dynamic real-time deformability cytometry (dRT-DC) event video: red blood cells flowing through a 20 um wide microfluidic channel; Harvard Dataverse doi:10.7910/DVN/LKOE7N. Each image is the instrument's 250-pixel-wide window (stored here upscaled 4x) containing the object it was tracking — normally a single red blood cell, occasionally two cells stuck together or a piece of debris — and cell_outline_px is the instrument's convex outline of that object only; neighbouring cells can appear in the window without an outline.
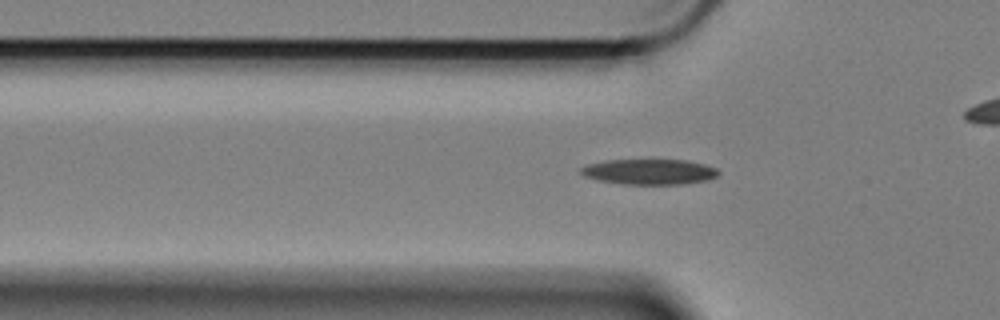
{"species": "Egyptian fruit bat (a non-hibernating species)", "species_latin": "Rousettus aegyptiacus", "temperature_condition": "cold", "stored_images_in_passage": 59, "camera_frame_rate_fps": 3000, "um_per_image_px": 0.085, "animal": {"sex": "female"}, "frame": {"image": 1, "passage_image": 18, "time_ms": 5.667, "image_size_px": [1000, 320], "cell_outline_px": [[720, 172], [716, 176], [708, 180], [684, 184], [624, 184], [600, 180], [584, 176], [580, 172], [580, 168], [584, 164], [608, 160], [688, 160], [704, 164], [716, 168]], "centroid_in_image_um": [55.19, 14.59], "position_along_channel_um": 70.6, "area_um2": 20.4}}
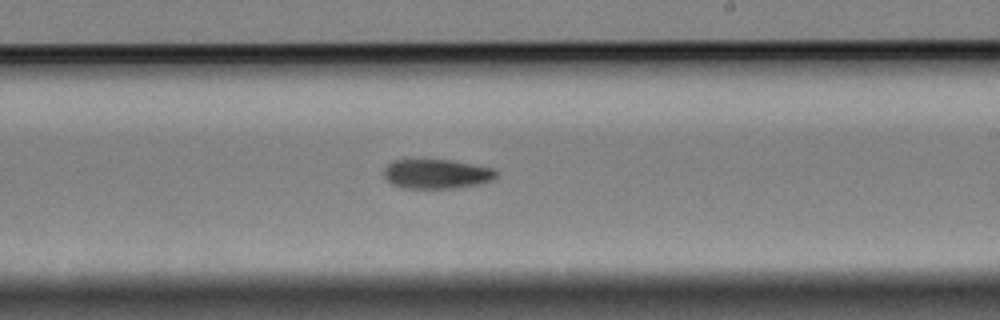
{"frame": {"image": 2, "passage_image": 34, "time_ms": 11.0, "image_size_px": [1000, 320], "cell_outline_px": [[496, 176], [492, 180], [484, 184], [456, 188], [400, 188], [392, 184], [384, 176], [384, 168], [392, 160], [448, 160], [492, 168], [496, 172]], "centroid_in_image_um": [37.1, 14.8], "position_along_channel_um": 251.9, "area_um2": 19.25}}
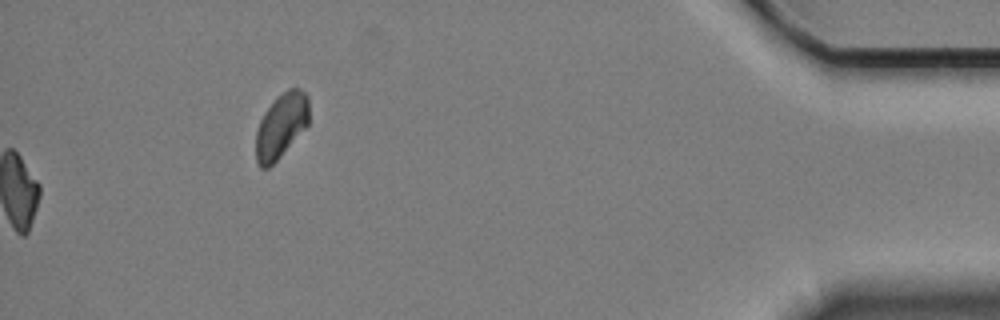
{"frame": {"image": 3, "passage_image": 59, "time_ms": 19.333, "image_size_px": [1000, 320], "cell_outline_px": [[308, 124], [280, 156], [268, 168], [260, 168], [256, 160], [256, 132], [260, 120], [264, 112], [276, 96], [288, 88], [300, 88], [308, 96]], "centroid_in_image_um": [23.88, 10.65], "position_along_channel_um": 411.3, "area_um2": 19.88}, "authors_computed_cell_mechanics": {"area_um2": 19.363, "velocity_mm_per_s": 3.3879, "shape_relaxation_time_tau1_ms": 5.5572, "shape_relaxation_time_tau2_ms": null, "deformation_change_tau1": 0.1231, "deformation_change_tau2": null}}